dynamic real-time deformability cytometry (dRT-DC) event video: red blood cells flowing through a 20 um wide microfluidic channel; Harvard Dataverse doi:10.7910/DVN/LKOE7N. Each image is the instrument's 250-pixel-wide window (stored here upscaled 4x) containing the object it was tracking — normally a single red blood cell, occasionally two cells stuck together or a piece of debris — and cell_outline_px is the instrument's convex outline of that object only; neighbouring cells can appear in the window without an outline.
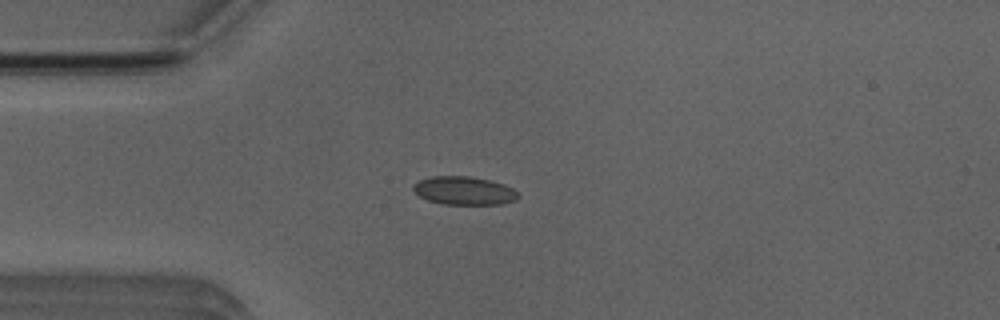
{"species": "Egyptian fruit bat (a non-hibernating species)", "species_latin": "Rousettus aegyptiacus", "temperature_condition": "room temperature", "stored_images_in_passage": 2, "camera_frame_rate_fps": 3000, "um_per_image_px": 0.085, "animal": {"sex": "male"}, "frame": {"image": 1, "passage_image": 2, "time_ms": 1.0, "image_size_px": [1000, 320], "cell_outline_px": [[520, 196], [516, 200], [500, 204], [444, 204], [428, 200], [420, 196], [412, 188], [412, 184], [420, 180], [432, 176], [468, 176], [488, 180], [504, 184], [512, 188]], "centroid_in_image_um": [39.44, 16.2], "position_along_channel_um": 45.6, "area_um2": 17.17}}